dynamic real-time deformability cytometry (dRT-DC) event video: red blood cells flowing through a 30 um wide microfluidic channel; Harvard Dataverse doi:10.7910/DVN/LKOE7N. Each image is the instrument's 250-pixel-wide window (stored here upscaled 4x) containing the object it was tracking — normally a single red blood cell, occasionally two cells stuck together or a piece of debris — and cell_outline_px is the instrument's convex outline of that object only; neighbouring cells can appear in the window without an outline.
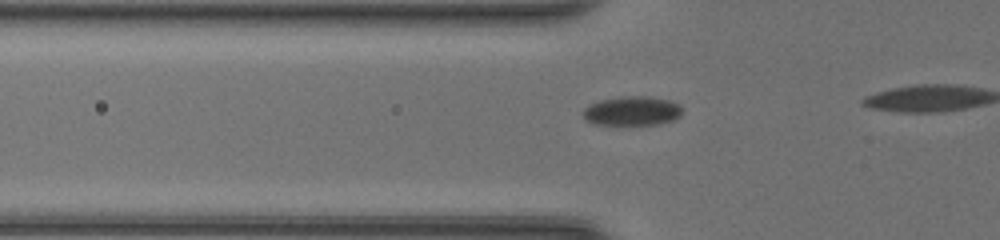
{"species": "common noctule bat (a hibernating species)", "species_latin": "Nyctalus noctula", "temperature_condition": "room temperature", "stored_images_in_passage": 21, "camera_frame_rate_fps": 3000, "um_per_image_px": 0.085, "animal": {"sex": "female", "body_mass_g": 20.0, "forearm_length_mm": 54.0}, "frame": {"image": 1, "passage_image": 15, "time_ms": 4.667, "image_size_px": [1000, 240], "cell_outline_px": [[680, 116], [672, 120], [660, 124], [596, 124], [588, 120], [584, 116], [584, 108], [600, 100], [628, 96], [644, 96], [668, 100], [680, 104]], "centroid_in_image_um": [53.75, 9.43], "position_along_channel_um": 72.0, "area_um2": 16.42}}